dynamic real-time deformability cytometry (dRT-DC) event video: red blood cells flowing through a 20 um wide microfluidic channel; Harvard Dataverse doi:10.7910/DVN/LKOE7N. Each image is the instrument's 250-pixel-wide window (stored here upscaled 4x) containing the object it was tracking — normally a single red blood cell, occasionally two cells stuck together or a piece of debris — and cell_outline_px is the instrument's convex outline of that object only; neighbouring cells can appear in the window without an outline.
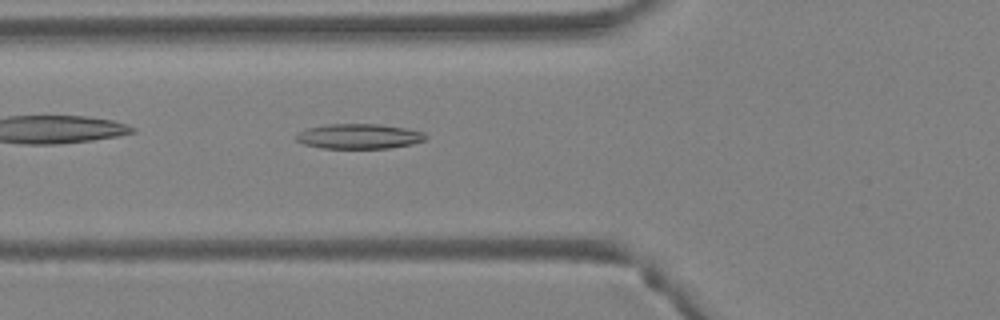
{"species": "Egyptian fruit bat (a non-hibernating species)", "species_latin": "Rousettus aegyptiacus", "temperature_condition": "warm", "stored_images_in_passage": 4, "camera_frame_rate_fps": 3000, "um_per_image_px": 0.085, "animal": {"sex": "female"}, "frame": {"image": 1, "passage_image": 4, "time_ms": 1.0, "image_size_px": [1000, 320], "cell_outline_px": [[428, 136], [424, 140], [412, 144], [388, 148], [320, 148], [304, 144], [296, 140], [296, 136], [300, 132], [308, 128], [328, 124], [376, 124], [404, 128], [424, 132]], "centroid_in_image_um": [30.52, 11.59], "position_along_channel_um": 95.3, "area_um2": 18.67}}